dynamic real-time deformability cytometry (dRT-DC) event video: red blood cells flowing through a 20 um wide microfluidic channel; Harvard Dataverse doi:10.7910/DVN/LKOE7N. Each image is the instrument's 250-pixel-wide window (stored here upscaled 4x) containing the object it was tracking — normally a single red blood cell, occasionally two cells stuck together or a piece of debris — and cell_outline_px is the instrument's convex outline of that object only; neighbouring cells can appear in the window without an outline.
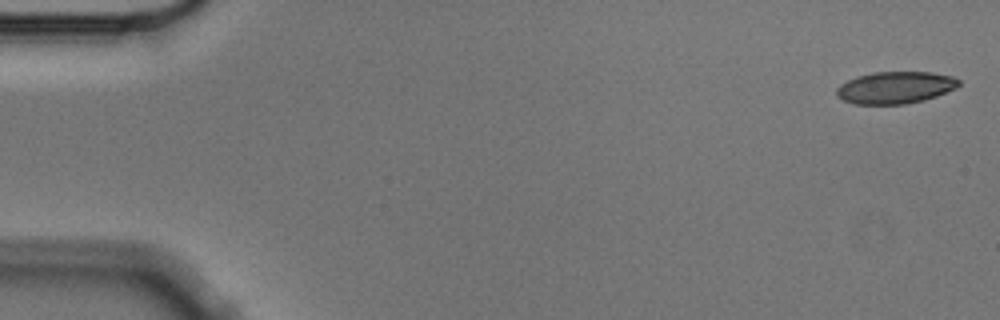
{"species": "Egyptian fruit bat (a non-hibernating species)", "species_latin": "Rousettus aegyptiacus", "temperature_condition": "cold", "stored_images_in_passage": 5, "camera_frame_rate_fps": 3000, "um_per_image_px": 0.085, "animal": {"sex": "male"}, "frame": {"image": 1, "passage_image": 1, "time_ms": 0.0, "image_size_px": [1000, 320], "cell_outline_px": [[960, 84], [956, 88], [936, 96], [924, 100], [904, 104], [852, 104], [836, 96], [836, 88], [840, 84], [856, 76], [872, 72], [932, 72], [952, 76], [960, 80]], "centroid_in_image_um": [76.08, 7.44], "position_along_channel_um": 8.9, "area_um2": 22.95}}
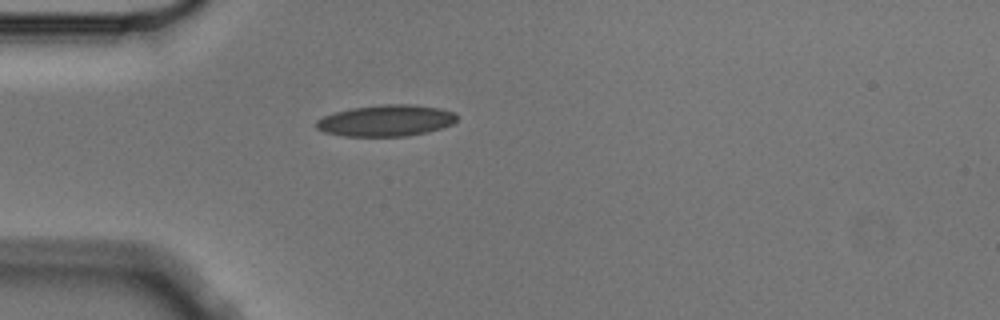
{"frame": {"image": 2, "passage_image": 5, "time_ms": 1.333, "image_size_px": [1000, 320], "cell_outline_px": [[456, 120], [452, 124], [428, 132], [408, 136], [344, 136], [324, 132], [316, 128], [316, 120], [324, 116], [336, 112], [352, 108], [380, 104], [412, 104], [440, 108], [452, 112], [456, 116]], "centroid_in_image_um": [32.8, 10.25], "position_along_channel_um": 52.2, "area_um2": 25.66}}